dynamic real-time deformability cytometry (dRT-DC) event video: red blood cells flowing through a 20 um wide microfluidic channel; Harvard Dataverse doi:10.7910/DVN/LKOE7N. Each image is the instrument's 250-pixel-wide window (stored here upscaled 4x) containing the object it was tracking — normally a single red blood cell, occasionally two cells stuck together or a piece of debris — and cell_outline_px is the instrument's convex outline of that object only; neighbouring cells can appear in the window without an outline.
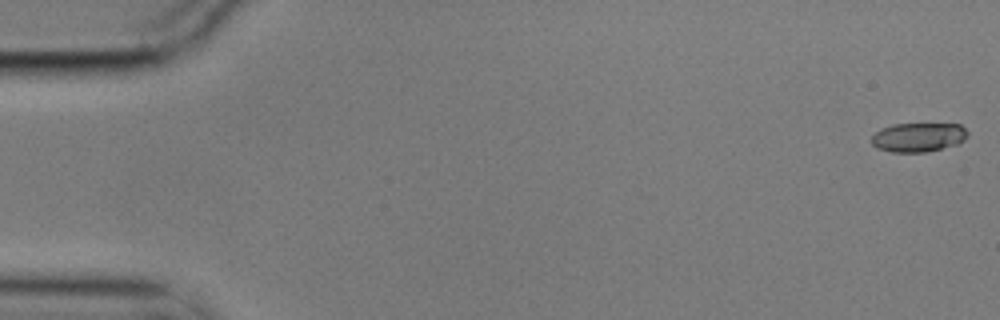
{"species": "common noctule bat (a hibernating species)", "species_latin": "Nyctalus noctula", "temperature_condition": "cold", "stored_images_in_passage": 7, "camera_frame_rate_fps": 3000, "um_per_image_px": 0.085, "animal": {"sex": "male", "body_mass_g": 17.9}, "frame": {"image": 1, "passage_image": 1, "time_ms": 0.0, "image_size_px": [1000, 320], "cell_outline_px": [[968, 136], [964, 140], [956, 144], [924, 152], [892, 152], [876, 148], [872, 144], [872, 136], [876, 132], [892, 124], [960, 124], [968, 132]], "centroid_in_image_um": [78.05, 11.66], "position_along_channel_um": 6.9, "area_um2": 16.13}}
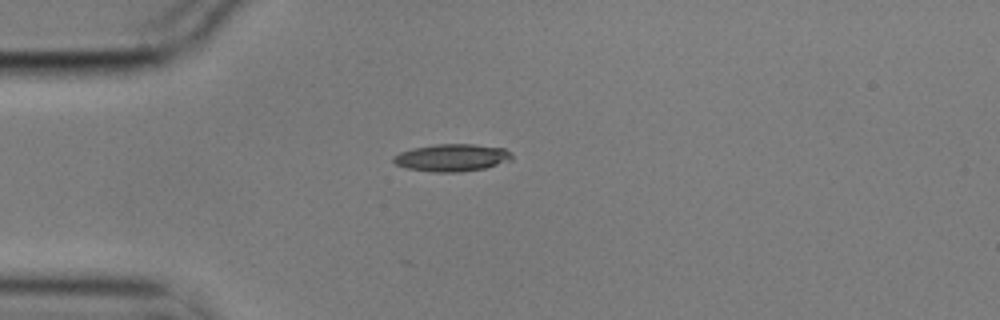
{"frame": {"image": 2, "passage_image": 5, "time_ms": 1.333, "image_size_px": [1000, 320], "cell_outline_px": [[512, 160], [484, 168], [460, 172], [432, 172], [408, 168], [396, 164], [392, 160], [392, 156], [400, 152], [412, 148], [436, 144], [472, 144], [504, 148], [512, 152]], "centroid_in_image_um": [38.41, 13.39], "position_along_channel_um": 46.6, "area_um2": 18.9}}